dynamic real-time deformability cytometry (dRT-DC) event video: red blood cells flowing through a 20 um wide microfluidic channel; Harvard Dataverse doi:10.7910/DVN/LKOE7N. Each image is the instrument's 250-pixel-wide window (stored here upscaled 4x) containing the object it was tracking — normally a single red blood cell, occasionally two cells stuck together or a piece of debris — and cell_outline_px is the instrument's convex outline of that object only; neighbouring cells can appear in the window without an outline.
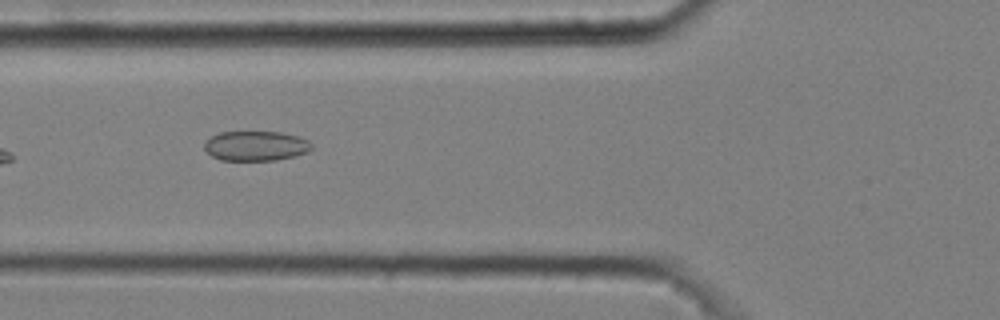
{"species": "common noctule bat (a hibernating species)", "species_latin": "Nyctalus noctula", "temperature_condition": "cold", "stored_images_in_passage": 7, "camera_frame_rate_fps": 3000, "um_per_image_px": 0.085, "animal": {"sex": "male", "body_mass_g": 20.4}, "frame": {"image": 1, "passage_image": 6, "time_ms": 1.667, "image_size_px": [1000, 320], "cell_outline_px": [[312, 148], [308, 152], [296, 156], [276, 160], [220, 160], [212, 156], [204, 148], [204, 144], [212, 136], [220, 132], [280, 132], [296, 136], [308, 140], [312, 144]], "centroid_in_image_um": [21.76, 12.41], "position_along_channel_um": 104.0, "area_um2": 18.55}}
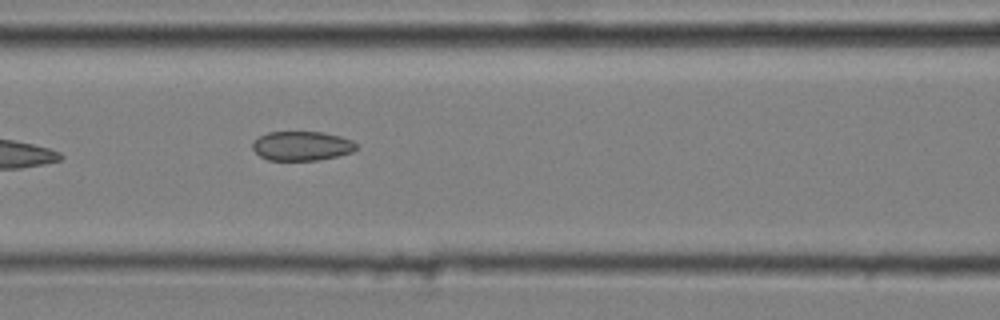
{"frame": {"image": 2, "passage_image": 7, "time_ms": 2.0, "image_size_px": [1000, 320], "cell_outline_px": [[360, 144], [352, 152], [336, 156], [316, 160], [268, 160], [260, 156], [252, 148], [252, 144], [260, 136], [268, 132], [324, 132], [340, 136], [352, 140]], "centroid_in_image_um": [25.68, 12.4], "position_along_channel_um": 140.9, "area_um2": 17.69}}